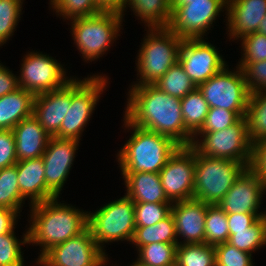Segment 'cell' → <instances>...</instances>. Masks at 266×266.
Segmentation results:
<instances>
[{
	"label": "cell",
	"mask_w": 266,
	"mask_h": 266,
	"mask_svg": "<svg viewBox=\"0 0 266 266\" xmlns=\"http://www.w3.org/2000/svg\"><path fill=\"white\" fill-rule=\"evenodd\" d=\"M124 118L132 125L171 138L179 146H191L193 135L186 129L181 99L154 84L132 85Z\"/></svg>",
	"instance_id": "obj_1"
},
{
	"label": "cell",
	"mask_w": 266,
	"mask_h": 266,
	"mask_svg": "<svg viewBox=\"0 0 266 266\" xmlns=\"http://www.w3.org/2000/svg\"><path fill=\"white\" fill-rule=\"evenodd\" d=\"M30 206L28 244L41 247L38 258L88 228V211L58 202L57 197Z\"/></svg>",
	"instance_id": "obj_2"
},
{
	"label": "cell",
	"mask_w": 266,
	"mask_h": 266,
	"mask_svg": "<svg viewBox=\"0 0 266 266\" xmlns=\"http://www.w3.org/2000/svg\"><path fill=\"white\" fill-rule=\"evenodd\" d=\"M123 119L124 127L133 132L118 152L121 173H159L179 145L169 137L142 129Z\"/></svg>",
	"instance_id": "obj_3"
},
{
	"label": "cell",
	"mask_w": 266,
	"mask_h": 266,
	"mask_svg": "<svg viewBox=\"0 0 266 266\" xmlns=\"http://www.w3.org/2000/svg\"><path fill=\"white\" fill-rule=\"evenodd\" d=\"M137 56L139 81L133 85L155 84L179 60L183 39L168 27L148 28Z\"/></svg>",
	"instance_id": "obj_4"
},
{
	"label": "cell",
	"mask_w": 266,
	"mask_h": 266,
	"mask_svg": "<svg viewBox=\"0 0 266 266\" xmlns=\"http://www.w3.org/2000/svg\"><path fill=\"white\" fill-rule=\"evenodd\" d=\"M247 165L225 158H213L195 149L194 197L209 205H218Z\"/></svg>",
	"instance_id": "obj_5"
},
{
	"label": "cell",
	"mask_w": 266,
	"mask_h": 266,
	"mask_svg": "<svg viewBox=\"0 0 266 266\" xmlns=\"http://www.w3.org/2000/svg\"><path fill=\"white\" fill-rule=\"evenodd\" d=\"M122 20L121 13L111 11L70 20L74 43L86 62L97 60L109 51L120 35Z\"/></svg>",
	"instance_id": "obj_6"
},
{
	"label": "cell",
	"mask_w": 266,
	"mask_h": 266,
	"mask_svg": "<svg viewBox=\"0 0 266 266\" xmlns=\"http://www.w3.org/2000/svg\"><path fill=\"white\" fill-rule=\"evenodd\" d=\"M192 146L204 156L230 159L248 167L252 163L253 145L250 143L245 117L220 131L197 132L193 136Z\"/></svg>",
	"instance_id": "obj_7"
},
{
	"label": "cell",
	"mask_w": 266,
	"mask_h": 266,
	"mask_svg": "<svg viewBox=\"0 0 266 266\" xmlns=\"http://www.w3.org/2000/svg\"><path fill=\"white\" fill-rule=\"evenodd\" d=\"M88 228L98 246L105 252L108 242H131L135 232L134 202L126 195L88 213Z\"/></svg>",
	"instance_id": "obj_8"
},
{
	"label": "cell",
	"mask_w": 266,
	"mask_h": 266,
	"mask_svg": "<svg viewBox=\"0 0 266 266\" xmlns=\"http://www.w3.org/2000/svg\"><path fill=\"white\" fill-rule=\"evenodd\" d=\"M105 75H92L82 80H71V105L55 137L81 140L84 127L90 121L100 95L108 83Z\"/></svg>",
	"instance_id": "obj_9"
},
{
	"label": "cell",
	"mask_w": 266,
	"mask_h": 266,
	"mask_svg": "<svg viewBox=\"0 0 266 266\" xmlns=\"http://www.w3.org/2000/svg\"><path fill=\"white\" fill-rule=\"evenodd\" d=\"M226 65L198 86L210 108L234 111L240 118L245 117L250 91L243 71L239 66L230 71Z\"/></svg>",
	"instance_id": "obj_10"
},
{
	"label": "cell",
	"mask_w": 266,
	"mask_h": 266,
	"mask_svg": "<svg viewBox=\"0 0 266 266\" xmlns=\"http://www.w3.org/2000/svg\"><path fill=\"white\" fill-rule=\"evenodd\" d=\"M22 62L19 87L34 96L60 89L73 79L66 76L61 63L42 52H28Z\"/></svg>",
	"instance_id": "obj_11"
},
{
	"label": "cell",
	"mask_w": 266,
	"mask_h": 266,
	"mask_svg": "<svg viewBox=\"0 0 266 266\" xmlns=\"http://www.w3.org/2000/svg\"><path fill=\"white\" fill-rule=\"evenodd\" d=\"M37 260L40 266H105L108 257L87 228L81 234L52 247Z\"/></svg>",
	"instance_id": "obj_12"
},
{
	"label": "cell",
	"mask_w": 266,
	"mask_h": 266,
	"mask_svg": "<svg viewBox=\"0 0 266 266\" xmlns=\"http://www.w3.org/2000/svg\"><path fill=\"white\" fill-rule=\"evenodd\" d=\"M164 193L171 203L194 197L195 148L179 146L159 172Z\"/></svg>",
	"instance_id": "obj_13"
},
{
	"label": "cell",
	"mask_w": 266,
	"mask_h": 266,
	"mask_svg": "<svg viewBox=\"0 0 266 266\" xmlns=\"http://www.w3.org/2000/svg\"><path fill=\"white\" fill-rule=\"evenodd\" d=\"M226 7L227 1L190 2L172 12L167 27L183 40L203 38L207 30L211 29L213 22L215 23L216 17L223 8L226 10Z\"/></svg>",
	"instance_id": "obj_14"
},
{
	"label": "cell",
	"mask_w": 266,
	"mask_h": 266,
	"mask_svg": "<svg viewBox=\"0 0 266 266\" xmlns=\"http://www.w3.org/2000/svg\"><path fill=\"white\" fill-rule=\"evenodd\" d=\"M178 61L196 87L220 72L227 63L217 48L203 38L184 39Z\"/></svg>",
	"instance_id": "obj_15"
},
{
	"label": "cell",
	"mask_w": 266,
	"mask_h": 266,
	"mask_svg": "<svg viewBox=\"0 0 266 266\" xmlns=\"http://www.w3.org/2000/svg\"><path fill=\"white\" fill-rule=\"evenodd\" d=\"M79 141L50 137L42 155L48 189L59 199L68 178Z\"/></svg>",
	"instance_id": "obj_16"
},
{
	"label": "cell",
	"mask_w": 266,
	"mask_h": 266,
	"mask_svg": "<svg viewBox=\"0 0 266 266\" xmlns=\"http://www.w3.org/2000/svg\"><path fill=\"white\" fill-rule=\"evenodd\" d=\"M266 192L264 182L248 167L231 186L218 205L227 213H254L260 212L263 194Z\"/></svg>",
	"instance_id": "obj_17"
},
{
	"label": "cell",
	"mask_w": 266,
	"mask_h": 266,
	"mask_svg": "<svg viewBox=\"0 0 266 266\" xmlns=\"http://www.w3.org/2000/svg\"><path fill=\"white\" fill-rule=\"evenodd\" d=\"M71 105V80L62 88L36 95L33 116L50 137H55Z\"/></svg>",
	"instance_id": "obj_18"
},
{
	"label": "cell",
	"mask_w": 266,
	"mask_h": 266,
	"mask_svg": "<svg viewBox=\"0 0 266 266\" xmlns=\"http://www.w3.org/2000/svg\"><path fill=\"white\" fill-rule=\"evenodd\" d=\"M207 206V203L195 198L172 204L177 238L182 240L184 237L180 244L204 243Z\"/></svg>",
	"instance_id": "obj_19"
},
{
	"label": "cell",
	"mask_w": 266,
	"mask_h": 266,
	"mask_svg": "<svg viewBox=\"0 0 266 266\" xmlns=\"http://www.w3.org/2000/svg\"><path fill=\"white\" fill-rule=\"evenodd\" d=\"M225 13L230 40L241 39L257 32L260 21L266 15V0H227Z\"/></svg>",
	"instance_id": "obj_20"
},
{
	"label": "cell",
	"mask_w": 266,
	"mask_h": 266,
	"mask_svg": "<svg viewBox=\"0 0 266 266\" xmlns=\"http://www.w3.org/2000/svg\"><path fill=\"white\" fill-rule=\"evenodd\" d=\"M15 165L21 196L29 198L31 205L56 197L46 185L42 157L18 161Z\"/></svg>",
	"instance_id": "obj_21"
},
{
	"label": "cell",
	"mask_w": 266,
	"mask_h": 266,
	"mask_svg": "<svg viewBox=\"0 0 266 266\" xmlns=\"http://www.w3.org/2000/svg\"><path fill=\"white\" fill-rule=\"evenodd\" d=\"M12 130L18 161L42 157L50 136L33 115L23 119Z\"/></svg>",
	"instance_id": "obj_22"
},
{
	"label": "cell",
	"mask_w": 266,
	"mask_h": 266,
	"mask_svg": "<svg viewBox=\"0 0 266 266\" xmlns=\"http://www.w3.org/2000/svg\"><path fill=\"white\" fill-rule=\"evenodd\" d=\"M126 196L134 203H171L164 193L159 173H122Z\"/></svg>",
	"instance_id": "obj_23"
},
{
	"label": "cell",
	"mask_w": 266,
	"mask_h": 266,
	"mask_svg": "<svg viewBox=\"0 0 266 266\" xmlns=\"http://www.w3.org/2000/svg\"><path fill=\"white\" fill-rule=\"evenodd\" d=\"M34 95L23 88L0 97V130H12L33 115Z\"/></svg>",
	"instance_id": "obj_24"
},
{
	"label": "cell",
	"mask_w": 266,
	"mask_h": 266,
	"mask_svg": "<svg viewBox=\"0 0 266 266\" xmlns=\"http://www.w3.org/2000/svg\"><path fill=\"white\" fill-rule=\"evenodd\" d=\"M126 6L148 28L167 27L171 21L170 0H127Z\"/></svg>",
	"instance_id": "obj_25"
},
{
	"label": "cell",
	"mask_w": 266,
	"mask_h": 266,
	"mask_svg": "<svg viewBox=\"0 0 266 266\" xmlns=\"http://www.w3.org/2000/svg\"><path fill=\"white\" fill-rule=\"evenodd\" d=\"M131 243L136 248L152 243L180 244L172 214L152 226L136 227Z\"/></svg>",
	"instance_id": "obj_26"
},
{
	"label": "cell",
	"mask_w": 266,
	"mask_h": 266,
	"mask_svg": "<svg viewBox=\"0 0 266 266\" xmlns=\"http://www.w3.org/2000/svg\"><path fill=\"white\" fill-rule=\"evenodd\" d=\"M245 119L250 143L254 146L266 138V91L250 93Z\"/></svg>",
	"instance_id": "obj_27"
},
{
	"label": "cell",
	"mask_w": 266,
	"mask_h": 266,
	"mask_svg": "<svg viewBox=\"0 0 266 266\" xmlns=\"http://www.w3.org/2000/svg\"><path fill=\"white\" fill-rule=\"evenodd\" d=\"M181 108L184 125L194 136L202 128L210 108L198 87L181 98Z\"/></svg>",
	"instance_id": "obj_28"
},
{
	"label": "cell",
	"mask_w": 266,
	"mask_h": 266,
	"mask_svg": "<svg viewBox=\"0 0 266 266\" xmlns=\"http://www.w3.org/2000/svg\"><path fill=\"white\" fill-rule=\"evenodd\" d=\"M176 266H216V251L205 243L178 244Z\"/></svg>",
	"instance_id": "obj_29"
},
{
	"label": "cell",
	"mask_w": 266,
	"mask_h": 266,
	"mask_svg": "<svg viewBox=\"0 0 266 266\" xmlns=\"http://www.w3.org/2000/svg\"><path fill=\"white\" fill-rule=\"evenodd\" d=\"M154 85L166 94L180 99L197 88L179 61L171 66Z\"/></svg>",
	"instance_id": "obj_30"
},
{
	"label": "cell",
	"mask_w": 266,
	"mask_h": 266,
	"mask_svg": "<svg viewBox=\"0 0 266 266\" xmlns=\"http://www.w3.org/2000/svg\"><path fill=\"white\" fill-rule=\"evenodd\" d=\"M24 201L20 193L16 165L0 169V207L20 212Z\"/></svg>",
	"instance_id": "obj_31"
},
{
	"label": "cell",
	"mask_w": 266,
	"mask_h": 266,
	"mask_svg": "<svg viewBox=\"0 0 266 266\" xmlns=\"http://www.w3.org/2000/svg\"><path fill=\"white\" fill-rule=\"evenodd\" d=\"M228 238L227 213L219 205L208 204L205 217L204 243L215 246L227 242Z\"/></svg>",
	"instance_id": "obj_32"
},
{
	"label": "cell",
	"mask_w": 266,
	"mask_h": 266,
	"mask_svg": "<svg viewBox=\"0 0 266 266\" xmlns=\"http://www.w3.org/2000/svg\"><path fill=\"white\" fill-rule=\"evenodd\" d=\"M178 244L152 243L138 248L135 263L142 266H176Z\"/></svg>",
	"instance_id": "obj_33"
},
{
	"label": "cell",
	"mask_w": 266,
	"mask_h": 266,
	"mask_svg": "<svg viewBox=\"0 0 266 266\" xmlns=\"http://www.w3.org/2000/svg\"><path fill=\"white\" fill-rule=\"evenodd\" d=\"M227 243L252 254V252L266 245V216L261 217L247 230L235 231L230 235Z\"/></svg>",
	"instance_id": "obj_34"
},
{
	"label": "cell",
	"mask_w": 266,
	"mask_h": 266,
	"mask_svg": "<svg viewBox=\"0 0 266 266\" xmlns=\"http://www.w3.org/2000/svg\"><path fill=\"white\" fill-rule=\"evenodd\" d=\"M50 4L58 16L67 20L92 16L102 11L94 0H50Z\"/></svg>",
	"instance_id": "obj_35"
},
{
	"label": "cell",
	"mask_w": 266,
	"mask_h": 266,
	"mask_svg": "<svg viewBox=\"0 0 266 266\" xmlns=\"http://www.w3.org/2000/svg\"><path fill=\"white\" fill-rule=\"evenodd\" d=\"M23 236L19 241L14 231L0 235V266H24L21 245L28 244V231Z\"/></svg>",
	"instance_id": "obj_36"
},
{
	"label": "cell",
	"mask_w": 266,
	"mask_h": 266,
	"mask_svg": "<svg viewBox=\"0 0 266 266\" xmlns=\"http://www.w3.org/2000/svg\"><path fill=\"white\" fill-rule=\"evenodd\" d=\"M22 3L23 0H0V46L13 36L21 18Z\"/></svg>",
	"instance_id": "obj_37"
},
{
	"label": "cell",
	"mask_w": 266,
	"mask_h": 266,
	"mask_svg": "<svg viewBox=\"0 0 266 266\" xmlns=\"http://www.w3.org/2000/svg\"><path fill=\"white\" fill-rule=\"evenodd\" d=\"M173 203H134L136 227L156 224L171 214Z\"/></svg>",
	"instance_id": "obj_38"
},
{
	"label": "cell",
	"mask_w": 266,
	"mask_h": 266,
	"mask_svg": "<svg viewBox=\"0 0 266 266\" xmlns=\"http://www.w3.org/2000/svg\"><path fill=\"white\" fill-rule=\"evenodd\" d=\"M241 40L243 56L237 64L240 68L247 62L266 60V35L254 32L242 37Z\"/></svg>",
	"instance_id": "obj_39"
},
{
	"label": "cell",
	"mask_w": 266,
	"mask_h": 266,
	"mask_svg": "<svg viewBox=\"0 0 266 266\" xmlns=\"http://www.w3.org/2000/svg\"><path fill=\"white\" fill-rule=\"evenodd\" d=\"M216 266H253L252 254L225 242L215 245Z\"/></svg>",
	"instance_id": "obj_40"
},
{
	"label": "cell",
	"mask_w": 266,
	"mask_h": 266,
	"mask_svg": "<svg viewBox=\"0 0 266 266\" xmlns=\"http://www.w3.org/2000/svg\"><path fill=\"white\" fill-rule=\"evenodd\" d=\"M240 117L234 112L223 108H209L205 122L198 132L220 131L235 124Z\"/></svg>",
	"instance_id": "obj_41"
},
{
	"label": "cell",
	"mask_w": 266,
	"mask_h": 266,
	"mask_svg": "<svg viewBox=\"0 0 266 266\" xmlns=\"http://www.w3.org/2000/svg\"><path fill=\"white\" fill-rule=\"evenodd\" d=\"M241 70L250 93L266 91V60L247 62Z\"/></svg>",
	"instance_id": "obj_42"
},
{
	"label": "cell",
	"mask_w": 266,
	"mask_h": 266,
	"mask_svg": "<svg viewBox=\"0 0 266 266\" xmlns=\"http://www.w3.org/2000/svg\"><path fill=\"white\" fill-rule=\"evenodd\" d=\"M17 162L13 130H0V169L15 165Z\"/></svg>",
	"instance_id": "obj_43"
},
{
	"label": "cell",
	"mask_w": 266,
	"mask_h": 266,
	"mask_svg": "<svg viewBox=\"0 0 266 266\" xmlns=\"http://www.w3.org/2000/svg\"><path fill=\"white\" fill-rule=\"evenodd\" d=\"M265 214L254 213H232L227 214L229 224V236L235 234V231L247 230L255 224Z\"/></svg>",
	"instance_id": "obj_44"
},
{
	"label": "cell",
	"mask_w": 266,
	"mask_h": 266,
	"mask_svg": "<svg viewBox=\"0 0 266 266\" xmlns=\"http://www.w3.org/2000/svg\"><path fill=\"white\" fill-rule=\"evenodd\" d=\"M250 168L258 175L266 186V138L253 146Z\"/></svg>",
	"instance_id": "obj_45"
},
{
	"label": "cell",
	"mask_w": 266,
	"mask_h": 266,
	"mask_svg": "<svg viewBox=\"0 0 266 266\" xmlns=\"http://www.w3.org/2000/svg\"><path fill=\"white\" fill-rule=\"evenodd\" d=\"M18 76L0 63V97L17 90Z\"/></svg>",
	"instance_id": "obj_46"
},
{
	"label": "cell",
	"mask_w": 266,
	"mask_h": 266,
	"mask_svg": "<svg viewBox=\"0 0 266 266\" xmlns=\"http://www.w3.org/2000/svg\"><path fill=\"white\" fill-rule=\"evenodd\" d=\"M18 213L20 215V212L17 210L0 207V235L14 231L19 216Z\"/></svg>",
	"instance_id": "obj_47"
},
{
	"label": "cell",
	"mask_w": 266,
	"mask_h": 266,
	"mask_svg": "<svg viewBox=\"0 0 266 266\" xmlns=\"http://www.w3.org/2000/svg\"><path fill=\"white\" fill-rule=\"evenodd\" d=\"M102 11L118 12L124 16L127 0H94Z\"/></svg>",
	"instance_id": "obj_48"
},
{
	"label": "cell",
	"mask_w": 266,
	"mask_h": 266,
	"mask_svg": "<svg viewBox=\"0 0 266 266\" xmlns=\"http://www.w3.org/2000/svg\"><path fill=\"white\" fill-rule=\"evenodd\" d=\"M199 1H227V0H170L171 11L173 12L177 7L189 4L190 2Z\"/></svg>",
	"instance_id": "obj_49"
},
{
	"label": "cell",
	"mask_w": 266,
	"mask_h": 266,
	"mask_svg": "<svg viewBox=\"0 0 266 266\" xmlns=\"http://www.w3.org/2000/svg\"><path fill=\"white\" fill-rule=\"evenodd\" d=\"M257 32L266 35V15L260 21L259 28H258Z\"/></svg>",
	"instance_id": "obj_50"
},
{
	"label": "cell",
	"mask_w": 266,
	"mask_h": 266,
	"mask_svg": "<svg viewBox=\"0 0 266 266\" xmlns=\"http://www.w3.org/2000/svg\"><path fill=\"white\" fill-rule=\"evenodd\" d=\"M130 266H142V265H139V264H137V263H132V265H130Z\"/></svg>",
	"instance_id": "obj_51"
}]
</instances>
